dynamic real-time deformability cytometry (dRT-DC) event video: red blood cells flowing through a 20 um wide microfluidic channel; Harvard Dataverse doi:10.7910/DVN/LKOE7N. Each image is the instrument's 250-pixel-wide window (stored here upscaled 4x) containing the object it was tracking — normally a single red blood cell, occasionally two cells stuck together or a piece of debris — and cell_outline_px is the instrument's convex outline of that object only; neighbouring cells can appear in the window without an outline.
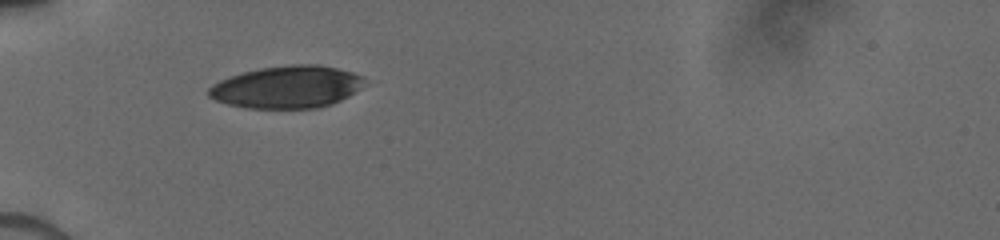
{"species": "human", "species_latin": "Homo sapiens", "temperature_condition": "cold", "stored_images_in_passage": 32, "camera_frame_rate_fps": 3000, "um_per_image_px": 0.085, "donor": {"sex": "male"}, "frame": {"image": 1, "passage_image": 1, "time_ms": 0.0, "image_size_px": [1000, 240], "cell_outline_px": [[364, 80], [360, 88], [348, 96], [332, 104], [320, 108], [244, 108], [228, 104], [216, 100], [208, 96], [208, 88], [212, 84], [220, 80], [244, 72], [260, 68], [292, 64], [320, 64], [352, 72], [364, 76]], "centroid_in_image_um": [24.39, 7.39], "position_along_channel_um": 60.6, "area_um2": 38.38}}
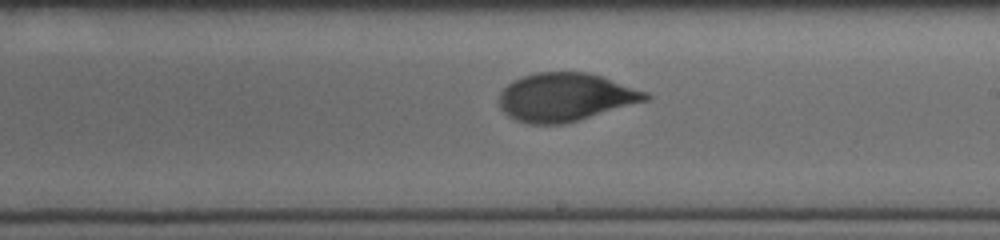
{"frame": {"image": 2, "passage_image": 12, "time_ms": 4.667, "image_size_px": [1000, 240], "cell_outline_px": [[652, 96], [648, 100], [564, 124], [528, 124], [516, 120], [508, 116], [500, 108], [500, 92], [512, 80], [536, 72], [588, 72], [648, 92]], "centroid_in_image_um": [48.04, 8.26], "position_along_channel_um": 241.0, "area_um2": 40.98}}
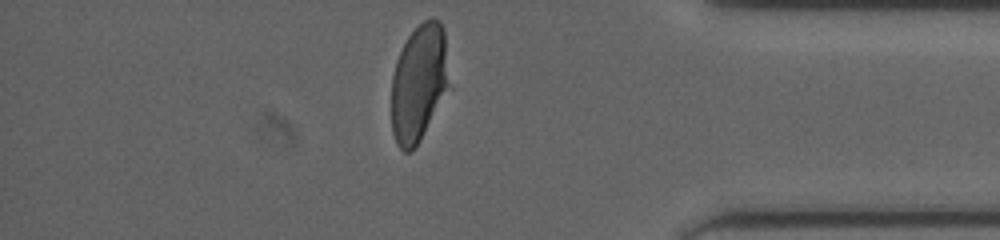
{"frame": {"image": 3, "passage_image": 23, "time_ms": 9.0, "image_size_px": [1000, 240], "cell_outline_px": [[452, 88], [416, 148], [412, 152], [404, 152], [396, 144], [392, 132], [392, 76], [396, 60], [408, 36], [424, 20], [432, 16], [440, 20], [444, 28]], "centroid_in_image_um": [35.67, 7.08], "position_along_channel_um": 399.5, "area_um2": 40.86}}